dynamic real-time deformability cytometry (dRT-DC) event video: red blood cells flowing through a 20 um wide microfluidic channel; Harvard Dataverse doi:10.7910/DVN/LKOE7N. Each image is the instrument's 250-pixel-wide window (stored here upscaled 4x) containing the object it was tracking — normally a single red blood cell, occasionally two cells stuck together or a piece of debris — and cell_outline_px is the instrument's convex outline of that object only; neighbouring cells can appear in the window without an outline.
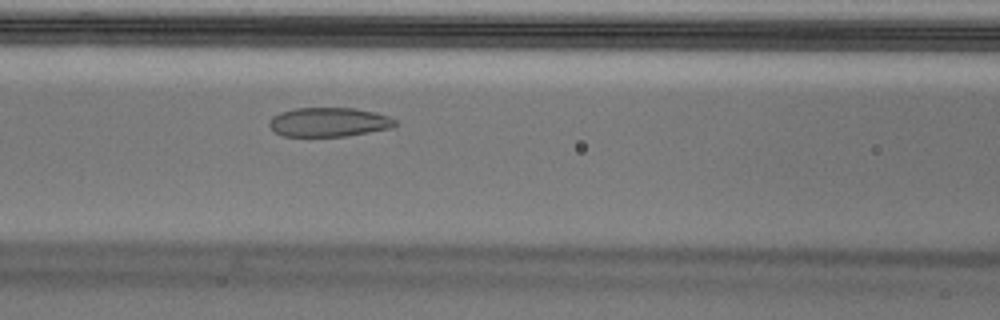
{"species": "Egyptian fruit bat (a non-hibernating species)", "species_latin": "Rousettus aegyptiacus", "temperature_condition": "cold", "stored_images_in_passage": 45, "camera_frame_rate_fps": 3000, "um_per_image_px": 0.085, "animal": {"sex": "male"}, "frame": {"image": 1, "passage_image": 14, "time_ms": 4.333, "image_size_px": [1000, 320], "cell_outline_px": [[396, 124], [392, 128], [348, 136], [280, 136], [268, 124], [272, 116], [280, 112], [296, 108], [356, 108], [376, 112], [388, 116], [396, 120]], "centroid_in_image_um": [27.97, 10.38], "position_along_channel_um": 138.6, "area_um2": 21.5}, "authors_computed_cell_mechanics": {"area_um2": 24.5072, "velocity_mm_per_s": 3.6853, "shape_relaxation_time_tau1_ms": null, "shape_relaxation_time_tau2_ms": 1.3762, "deformation_change_tau1": null, "deformation_change_tau2": 0.0609}}